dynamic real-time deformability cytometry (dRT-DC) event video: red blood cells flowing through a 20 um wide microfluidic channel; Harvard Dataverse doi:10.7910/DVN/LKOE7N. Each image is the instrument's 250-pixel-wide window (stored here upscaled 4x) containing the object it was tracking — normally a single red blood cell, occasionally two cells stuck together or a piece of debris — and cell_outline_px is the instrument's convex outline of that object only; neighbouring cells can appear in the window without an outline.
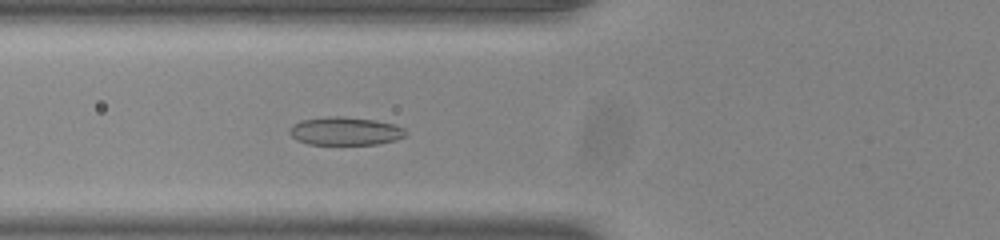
{"species": "common noctule bat (a hibernating species)", "species_latin": "Nyctalus noctula", "temperature_condition": "room temperature", "stored_images_in_passage": 37, "camera_frame_rate_fps": 3000, "um_per_image_px": 0.085, "animal": {"sex": "male", "body_mass_g": 20.0, "forearm_length_mm": 53.3}, "frame": {"image": 1, "passage_image": 5, "time_ms": 1.333, "image_size_px": [1000, 240], "cell_outline_px": [[408, 136], [396, 140], [376, 144], [308, 144], [296, 140], [288, 132], [288, 128], [292, 124], [300, 120], [328, 116], [344, 116], [376, 120], [392, 124], [404, 128], [408, 132]], "centroid_in_image_um": [29.33, 11.14], "position_along_channel_um": 96.5, "area_um2": 19.36}}
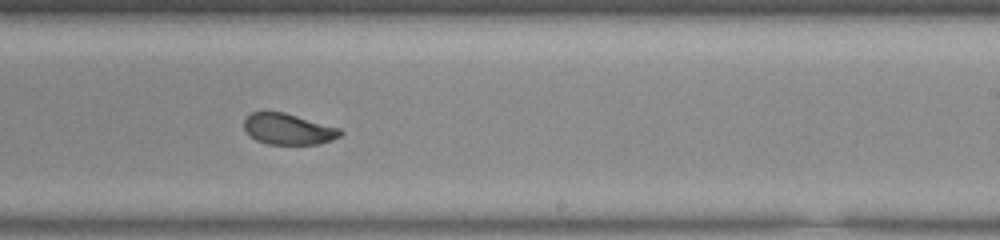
{"frame": {"image": 2, "passage_image": 18, "time_ms": 5.667, "image_size_px": [1000, 240], "cell_outline_px": [[344, 132], [340, 136], [316, 144], [268, 144], [256, 140], [244, 128], [244, 120], [252, 112], [284, 112], [340, 128]], "centroid_in_image_um": [24.5, 10.97], "position_along_channel_um": 264.5, "area_um2": 17.11}}
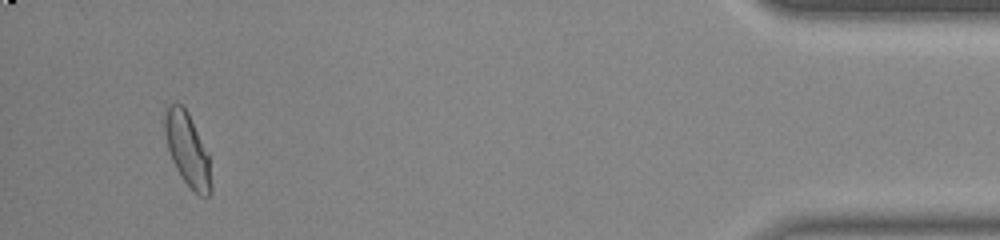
{"frame": {"image": 3, "passage_image": 35, "time_ms": 11.333, "image_size_px": [1000, 240], "cell_outline_px": [[212, 192], [208, 196], [200, 196], [180, 176], [172, 160], [168, 148], [164, 132], [164, 108], [168, 104], [180, 104], [188, 112], [208, 152], [212, 184]], "centroid_in_image_um": [15.93, 12.7], "position_along_channel_um": 419.3, "area_um2": 19.77}, "authors_computed_cell_mechanics": {"area_um2": 18.2648, "velocity_mm_per_s": 3.8743, "shape_relaxation_time_tau1_ms": 10.0183, "shape_relaxation_time_tau2_ms": 0.9156, "deformation_change_tau1": 0.2122, "deformation_change_tau2": 0.0515}}